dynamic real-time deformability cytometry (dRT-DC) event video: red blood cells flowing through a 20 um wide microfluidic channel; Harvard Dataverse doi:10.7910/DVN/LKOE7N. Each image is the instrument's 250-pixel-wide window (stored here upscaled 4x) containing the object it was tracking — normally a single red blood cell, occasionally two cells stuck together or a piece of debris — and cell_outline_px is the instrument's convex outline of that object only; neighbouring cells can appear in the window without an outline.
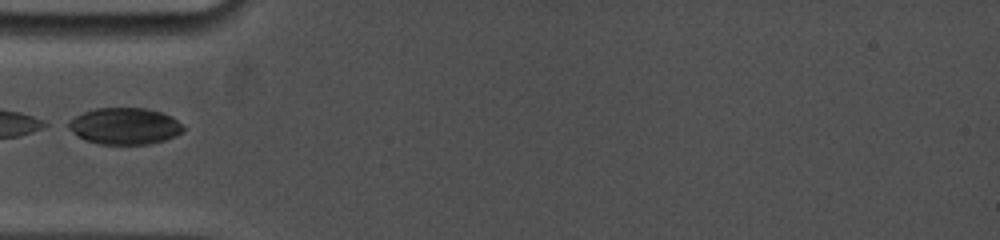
{"species": "common noctule bat (a hibernating species)", "species_latin": "Nyctalus noctula", "temperature_condition": "cold", "stored_images_in_passage": 10, "camera_frame_rate_fps": 5000, "um_per_image_px": 0.085, "animal": {"sex": "female", "body_mass_g": 19.0, "forearm_length_mm": 53.3}, "frame": {"image": 1, "passage_image": 1, "time_ms": 0.0, "image_size_px": [1000, 240], "cell_outline_px": [[184, 132], [176, 136], [164, 140], [148, 144], [96, 144], [84, 140], [60, 124], [84, 112], [96, 108], [144, 108], [160, 112], [172, 116], [184, 128]], "centroid_in_image_um": [10.52, 10.72], "position_along_channel_um": 74.5, "area_um2": 24.8}}
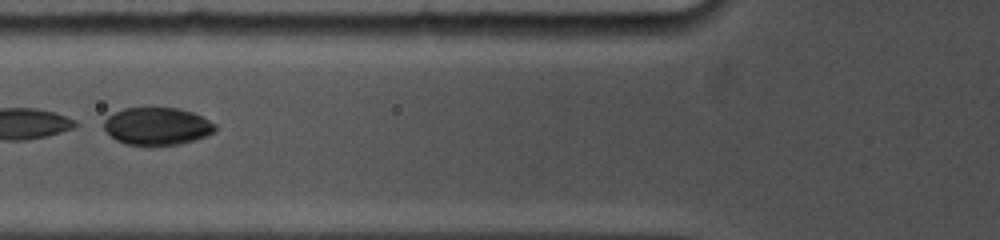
{"frame": {"image": 2, "passage_image": 4, "time_ms": 1.0, "image_size_px": [1000, 240], "cell_outline_px": [[216, 132], [196, 140], [180, 144], [152, 148], [148, 148], [128, 144], [116, 140], [104, 128], [104, 120], [108, 116], [124, 108], [180, 108], [192, 112], [216, 124]], "centroid_in_image_um": [13.38, 10.77], "position_along_channel_um": 112.4, "area_um2": 24.85}}